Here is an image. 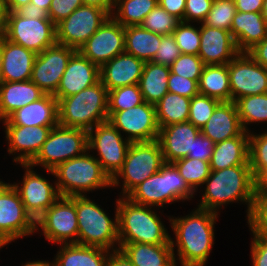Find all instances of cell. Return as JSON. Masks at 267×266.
<instances>
[{
    "label": "cell",
    "mask_w": 267,
    "mask_h": 266,
    "mask_svg": "<svg viewBox=\"0 0 267 266\" xmlns=\"http://www.w3.org/2000/svg\"><path fill=\"white\" fill-rule=\"evenodd\" d=\"M217 213L197 208L186 217L170 219L182 266H204L214 244Z\"/></svg>",
    "instance_id": "1"
},
{
    "label": "cell",
    "mask_w": 267,
    "mask_h": 266,
    "mask_svg": "<svg viewBox=\"0 0 267 266\" xmlns=\"http://www.w3.org/2000/svg\"><path fill=\"white\" fill-rule=\"evenodd\" d=\"M204 184L207 187L198 208L218 213L216 209L221 205L242 201L248 204V217L258 185L252 175L250 165L211 171Z\"/></svg>",
    "instance_id": "2"
},
{
    "label": "cell",
    "mask_w": 267,
    "mask_h": 266,
    "mask_svg": "<svg viewBox=\"0 0 267 266\" xmlns=\"http://www.w3.org/2000/svg\"><path fill=\"white\" fill-rule=\"evenodd\" d=\"M116 206L119 244H171L170 235L151 206L136 204L126 197L119 198Z\"/></svg>",
    "instance_id": "3"
},
{
    "label": "cell",
    "mask_w": 267,
    "mask_h": 266,
    "mask_svg": "<svg viewBox=\"0 0 267 266\" xmlns=\"http://www.w3.org/2000/svg\"><path fill=\"white\" fill-rule=\"evenodd\" d=\"M59 125L91 130L108 120V90L101 81L58 101Z\"/></svg>",
    "instance_id": "4"
},
{
    "label": "cell",
    "mask_w": 267,
    "mask_h": 266,
    "mask_svg": "<svg viewBox=\"0 0 267 266\" xmlns=\"http://www.w3.org/2000/svg\"><path fill=\"white\" fill-rule=\"evenodd\" d=\"M48 172L56 176L55 185L61 196H84L82 193L86 191L112 186V179L88 152L60 163Z\"/></svg>",
    "instance_id": "5"
},
{
    "label": "cell",
    "mask_w": 267,
    "mask_h": 266,
    "mask_svg": "<svg viewBox=\"0 0 267 266\" xmlns=\"http://www.w3.org/2000/svg\"><path fill=\"white\" fill-rule=\"evenodd\" d=\"M194 192L177 168L172 163H165L125 197L136 204L150 207L193 198Z\"/></svg>",
    "instance_id": "6"
},
{
    "label": "cell",
    "mask_w": 267,
    "mask_h": 266,
    "mask_svg": "<svg viewBox=\"0 0 267 266\" xmlns=\"http://www.w3.org/2000/svg\"><path fill=\"white\" fill-rule=\"evenodd\" d=\"M75 206L78 221L77 244L100 247L106 250L113 248L116 242L119 246L118 212L116 208L115 222L112 221L96 203L84 196H75Z\"/></svg>",
    "instance_id": "7"
},
{
    "label": "cell",
    "mask_w": 267,
    "mask_h": 266,
    "mask_svg": "<svg viewBox=\"0 0 267 266\" xmlns=\"http://www.w3.org/2000/svg\"><path fill=\"white\" fill-rule=\"evenodd\" d=\"M165 164L158 140L131 142L122 168L112 178V187L119 185V176L124 180L122 192L127 196L136 186L158 172Z\"/></svg>",
    "instance_id": "8"
},
{
    "label": "cell",
    "mask_w": 267,
    "mask_h": 266,
    "mask_svg": "<svg viewBox=\"0 0 267 266\" xmlns=\"http://www.w3.org/2000/svg\"><path fill=\"white\" fill-rule=\"evenodd\" d=\"M88 150V131L57 125L52 128L41 150L29 163L53 170L58 164L81 156Z\"/></svg>",
    "instance_id": "9"
},
{
    "label": "cell",
    "mask_w": 267,
    "mask_h": 266,
    "mask_svg": "<svg viewBox=\"0 0 267 266\" xmlns=\"http://www.w3.org/2000/svg\"><path fill=\"white\" fill-rule=\"evenodd\" d=\"M2 35L36 54L57 43L56 25L50 19H28L15 12H8Z\"/></svg>",
    "instance_id": "10"
},
{
    "label": "cell",
    "mask_w": 267,
    "mask_h": 266,
    "mask_svg": "<svg viewBox=\"0 0 267 266\" xmlns=\"http://www.w3.org/2000/svg\"><path fill=\"white\" fill-rule=\"evenodd\" d=\"M109 16L100 7L82 4L56 24L57 43L79 50Z\"/></svg>",
    "instance_id": "11"
},
{
    "label": "cell",
    "mask_w": 267,
    "mask_h": 266,
    "mask_svg": "<svg viewBox=\"0 0 267 266\" xmlns=\"http://www.w3.org/2000/svg\"><path fill=\"white\" fill-rule=\"evenodd\" d=\"M130 144L108 120L88 131V150L98 151L96 159L111 179L122 168Z\"/></svg>",
    "instance_id": "12"
},
{
    "label": "cell",
    "mask_w": 267,
    "mask_h": 266,
    "mask_svg": "<svg viewBox=\"0 0 267 266\" xmlns=\"http://www.w3.org/2000/svg\"><path fill=\"white\" fill-rule=\"evenodd\" d=\"M38 226L43 230L42 233H44L45 238L53 243L63 244L65 242V244H77L78 221L75 196H60L36 220V228Z\"/></svg>",
    "instance_id": "13"
},
{
    "label": "cell",
    "mask_w": 267,
    "mask_h": 266,
    "mask_svg": "<svg viewBox=\"0 0 267 266\" xmlns=\"http://www.w3.org/2000/svg\"><path fill=\"white\" fill-rule=\"evenodd\" d=\"M108 121L119 132L128 133L130 142L154 141L159 136L155 105L145 101L127 110L108 111Z\"/></svg>",
    "instance_id": "14"
},
{
    "label": "cell",
    "mask_w": 267,
    "mask_h": 266,
    "mask_svg": "<svg viewBox=\"0 0 267 266\" xmlns=\"http://www.w3.org/2000/svg\"><path fill=\"white\" fill-rule=\"evenodd\" d=\"M37 231L36 221L26 211L13 185L0 196V248L14 239Z\"/></svg>",
    "instance_id": "15"
},
{
    "label": "cell",
    "mask_w": 267,
    "mask_h": 266,
    "mask_svg": "<svg viewBox=\"0 0 267 266\" xmlns=\"http://www.w3.org/2000/svg\"><path fill=\"white\" fill-rule=\"evenodd\" d=\"M231 101L267 93V68L248 53H239L228 64Z\"/></svg>",
    "instance_id": "16"
},
{
    "label": "cell",
    "mask_w": 267,
    "mask_h": 266,
    "mask_svg": "<svg viewBox=\"0 0 267 266\" xmlns=\"http://www.w3.org/2000/svg\"><path fill=\"white\" fill-rule=\"evenodd\" d=\"M78 51L101 67L115 56L125 52V27L109 16Z\"/></svg>",
    "instance_id": "17"
},
{
    "label": "cell",
    "mask_w": 267,
    "mask_h": 266,
    "mask_svg": "<svg viewBox=\"0 0 267 266\" xmlns=\"http://www.w3.org/2000/svg\"><path fill=\"white\" fill-rule=\"evenodd\" d=\"M76 51L74 48L56 43L38 53L33 64L31 81L44 93L53 95L71 56Z\"/></svg>",
    "instance_id": "18"
},
{
    "label": "cell",
    "mask_w": 267,
    "mask_h": 266,
    "mask_svg": "<svg viewBox=\"0 0 267 266\" xmlns=\"http://www.w3.org/2000/svg\"><path fill=\"white\" fill-rule=\"evenodd\" d=\"M26 169L22 187L12 184L17 190L26 211L36 221L61 196L58 188L38 175L30 164H21Z\"/></svg>",
    "instance_id": "19"
},
{
    "label": "cell",
    "mask_w": 267,
    "mask_h": 266,
    "mask_svg": "<svg viewBox=\"0 0 267 266\" xmlns=\"http://www.w3.org/2000/svg\"><path fill=\"white\" fill-rule=\"evenodd\" d=\"M100 81V67L92 63L78 50L71 56L60 84L53 96L61 98L79 93Z\"/></svg>",
    "instance_id": "20"
},
{
    "label": "cell",
    "mask_w": 267,
    "mask_h": 266,
    "mask_svg": "<svg viewBox=\"0 0 267 266\" xmlns=\"http://www.w3.org/2000/svg\"><path fill=\"white\" fill-rule=\"evenodd\" d=\"M201 24L198 56L205 65L228 64L240 53L230 31Z\"/></svg>",
    "instance_id": "21"
},
{
    "label": "cell",
    "mask_w": 267,
    "mask_h": 266,
    "mask_svg": "<svg viewBox=\"0 0 267 266\" xmlns=\"http://www.w3.org/2000/svg\"><path fill=\"white\" fill-rule=\"evenodd\" d=\"M56 126L6 125L5 133L9 143V154L22 152L14 158L20 164H29L39 153L52 128Z\"/></svg>",
    "instance_id": "22"
},
{
    "label": "cell",
    "mask_w": 267,
    "mask_h": 266,
    "mask_svg": "<svg viewBox=\"0 0 267 266\" xmlns=\"http://www.w3.org/2000/svg\"><path fill=\"white\" fill-rule=\"evenodd\" d=\"M36 53L7 40L1 34V79L2 82L31 80Z\"/></svg>",
    "instance_id": "23"
},
{
    "label": "cell",
    "mask_w": 267,
    "mask_h": 266,
    "mask_svg": "<svg viewBox=\"0 0 267 266\" xmlns=\"http://www.w3.org/2000/svg\"><path fill=\"white\" fill-rule=\"evenodd\" d=\"M145 62L123 52L100 67V81L108 91L139 84Z\"/></svg>",
    "instance_id": "24"
},
{
    "label": "cell",
    "mask_w": 267,
    "mask_h": 266,
    "mask_svg": "<svg viewBox=\"0 0 267 266\" xmlns=\"http://www.w3.org/2000/svg\"><path fill=\"white\" fill-rule=\"evenodd\" d=\"M200 132L201 129L189 121L160 128L157 140L161 145L165 163L186 158Z\"/></svg>",
    "instance_id": "25"
},
{
    "label": "cell",
    "mask_w": 267,
    "mask_h": 266,
    "mask_svg": "<svg viewBox=\"0 0 267 266\" xmlns=\"http://www.w3.org/2000/svg\"><path fill=\"white\" fill-rule=\"evenodd\" d=\"M4 125L57 126L59 125L58 100L52 94H45L37 101L13 112Z\"/></svg>",
    "instance_id": "26"
},
{
    "label": "cell",
    "mask_w": 267,
    "mask_h": 266,
    "mask_svg": "<svg viewBox=\"0 0 267 266\" xmlns=\"http://www.w3.org/2000/svg\"><path fill=\"white\" fill-rule=\"evenodd\" d=\"M240 53H247L267 36L262 12L237 11L230 30Z\"/></svg>",
    "instance_id": "27"
},
{
    "label": "cell",
    "mask_w": 267,
    "mask_h": 266,
    "mask_svg": "<svg viewBox=\"0 0 267 266\" xmlns=\"http://www.w3.org/2000/svg\"><path fill=\"white\" fill-rule=\"evenodd\" d=\"M244 131L235 102H221L201 132L215 144L239 136Z\"/></svg>",
    "instance_id": "28"
},
{
    "label": "cell",
    "mask_w": 267,
    "mask_h": 266,
    "mask_svg": "<svg viewBox=\"0 0 267 266\" xmlns=\"http://www.w3.org/2000/svg\"><path fill=\"white\" fill-rule=\"evenodd\" d=\"M171 244L128 243L120 249L134 266H176L174 246Z\"/></svg>",
    "instance_id": "29"
},
{
    "label": "cell",
    "mask_w": 267,
    "mask_h": 266,
    "mask_svg": "<svg viewBox=\"0 0 267 266\" xmlns=\"http://www.w3.org/2000/svg\"><path fill=\"white\" fill-rule=\"evenodd\" d=\"M44 93L31 80L0 83V120H6L16 110L42 98Z\"/></svg>",
    "instance_id": "30"
},
{
    "label": "cell",
    "mask_w": 267,
    "mask_h": 266,
    "mask_svg": "<svg viewBox=\"0 0 267 266\" xmlns=\"http://www.w3.org/2000/svg\"><path fill=\"white\" fill-rule=\"evenodd\" d=\"M249 132L216 143L209 162L211 171L249 164Z\"/></svg>",
    "instance_id": "31"
},
{
    "label": "cell",
    "mask_w": 267,
    "mask_h": 266,
    "mask_svg": "<svg viewBox=\"0 0 267 266\" xmlns=\"http://www.w3.org/2000/svg\"><path fill=\"white\" fill-rule=\"evenodd\" d=\"M110 251L76 243H64L55 258V266H107Z\"/></svg>",
    "instance_id": "32"
},
{
    "label": "cell",
    "mask_w": 267,
    "mask_h": 266,
    "mask_svg": "<svg viewBox=\"0 0 267 266\" xmlns=\"http://www.w3.org/2000/svg\"><path fill=\"white\" fill-rule=\"evenodd\" d=\"M170 72L168 66L145 62L138 84L145 102L155 105L168 92Z\"/></svg>",
    "instance_id": "33"
},
{
    "label": "cell",
    "mask_w": 267,
    "mask_h": 266,
    "mask_svg": "<svg viewBox=\"0 0 267 266\" xmlns=\"http://www.w3.org/2000/svg\"><path fill=\"white\" fill-rule=\"evenodd\" d=\"M161 43V35L141 25L125 27V52L144 62H151Z\"/></svg>",
    "instance_id": "34"
},
{
    "label": "cell",
    "mask_w": 267,
    "mask_h": 266,
    "mask_svg": "<svg viewBox=\"0 0 267 266\" xmlns=\"http://www.w3.org/2000/svg\"><path fill=\"white\" fill-rule=\"evenodd\" d=\"M199 94L215 98L221 102H231L228 66L205 65L198 82Z\"/></svg>",
    "instance_id": "35"
},
{
    "label": "cell",
    "mask_w": 267,
    "mask_h": 266,
    "mask_svg": "<svg viewBox=\"0 0 267 266\" xmlns=\"http://www.w3.org/2000/svg\"><path fill=\"white\" fill-rule=\"evenodd\" d=\"M191 98L167 92L155 104L156 118L159 128L187 122Z\"/></svg>",
    "instance_id": "36"
},
{
    "label": "cell",
    "mask_w": 267,
    "mask_h": 266,
    "mask_svg": "<svg viewBox=\"0 0 267 266\" xmlns=\"http://www.w3.org/2000/svg\"><path fill=\"white\" fill-rule=\"evenodd\" d=\"M157 5L158 0H115L117 11L111 16L123 27L137 26Z\"/></svg>",
    "instance_id": "37"
},
{
    "label": "cell",
    "mask_w": 267,
    "mask_h": 266,
    "mask_svg": "<svg viewBox=\"0 0 267 266\" xmlns=\"http://www.w3.org/2000/svg\"><path fill=\"white\" fill-rule=\"evenodd\" d=\"M237 112L244 131L252 122L267 121V93L241 97L235 101Z\"/></svg>",
    "instance_id": "38"
},
{
    "label": "cell",
    "mask_w": 267,
    "mask_h": 266,
    "mask_svg": "<svg viewBox=\"0 0 267 266\" xmlns=\"http://www.w3.org/2000/svg\"><path fill=\"white\" fill-rule=\"evenodd\" d=\"M188 185L196 191L198 185H203L210 176L211 168L208 161L193 158H182L172 163Z\"/></svg>",
    "instance_id": "39"
},
{
    "label": "cell",
    "mask_w": 267,
    "mask_h": 266,
    "mask_svg": "<svg viewBox=\"0 0 267 266\" xmlns=\"http://www.w3.org/2000/svg\"><path fill=\"white\" fill-rule=\"evenodd\" d=\"M249 164L254 179L259 182L267 174V132L249 133Z\"/></svg>",
    "instance_id": "40"
},
{
    "label": "cell",
    "mask_w": 267,
    "mask_h": 266,
    "mask_svg": "<svg viewBox=\"0 0 267 266\" xmlns=\"http://www.w3.org/2000/svg\"><path fill=\"white\" fill-rule=\"evenodd\" d=\"M248 224L253 237L267 239V192L259 185L255 190L252 208L248 215Z\"/></svg>",
    "instance_id": "41"
},
{
    "label": "cell",
    "mask_w": 267,
    "mask_h": 266,
    "mask_svg": "<svg viewBox=\"0 0 267 266\" xmlns=\"http://www.w3.org/2000/svg\"><path fill=\"white\" fill-rule=\"evenodd\" d=\"M143 102V96L138 84L108 91V111L127 110Z\"/></svg>",
    "instance_id": "42"
},
{
    "label": "cell",
    "mask_w": 267,
    "mask_h": 266,
    "mask_svg": "<svg viewBox=\"0 0 267 266\" xmlns=\"http://www.w3.org/2000/svg\"><path fill=\"white\" fill-rule=\"evenodd\" d=\"M236 12L237 10L233 0H214L203 24L230 31Z\"/></svg>",
    "instance_id": "43"
},
{
    "label": "cell",
    "mask_w": 267,
    "mask_h": 266,
    "mask_svg": "<svg viewBox=\"0 0 267 266\" xmlns=\"http://www.w3.org/2000/svg\"><path fill=\"white\" fill-rule=\"evenodd\" d=\"M179 22L180 20L178 18L169 14L165 9L157 5L144 18L141 26L148 31H152L160 35H171Z\"/></svg>",
    "instance_id": "44"
},
{
    "label": "cell",
    "mask_w": 267,
    "mask_h": 266,
    "mask_svg": "<svg viewBox=\"0 0 267 266\" xmlns=\"http://www.w3.org/2000/svg\"><path fill=\"white\" fill-rule=\"evenodd\" d=\"M220 103L221 101L203 94L195 95L190 101L188 121L201 129Z\"/></svg>",
    "instance_id": "45"
},
{
    "label": "cell",
    "mask_w": 267,
    "mask_h": 266,
    "mask_svg": "<svg viewBox=\"0 0 267 266\" xmlns=\"http://www.w3.org/2000/svg\"><path fill=\"white\" fill-rule=\"evenodd\" d=\"M189 22L180 21L173 31L176 44L182 54L198 55L200 50V28H194Z\"/></svg>",
    "instance_id": "46"
},
{
    "label": "cell",
    "mask_w": 267,
    "mask_h": 266,
    "mask_svg": "<svg viewBox=\"0 0 267 266\" xmlns=\"http://www.w3.org/2000/svg\"><path fill=\"white\" fill-rule=\"evenodd\" d=\"M205 64L198 55L180 54L170 66V71L179 76L199 82Z\"/></svg>",
    "instance_id": "47"
},
{
    "label": "cell",
    "mask_w": 267,
    "mask_h": 266,
    "mask_svg": "<svg viewBox=\"0 0 267 266\" xmlns=\"http://www.w3.org/2000/svg\"><path fill=\"white\" fill-rule=\"evenodd\" d=\"M180 54L181 51L174 36L172 34L161 35V43L151 62L170 67Z\"/></svg>",
    "instance_id": "48"
},
{
    "label": "cell",
    "mask_w": 267,
    "mask_h": 266,
    "mask_svg": "<svg viewBox=\"0 0 267 266\" xmlns=\"http://www.w3.org/2000/svg\"><path fill=\"white\" fill-rule=\"evenodd\" d=\"M168 92L192 98L199 94L198 81L190 80L170 72L168 78Z\"/></svg>",
    "instance_id": "49"
},
{
    "label": "cell",
    "mask_w": 267,
    "mask_h": 266,
    "mask_svg": "<svg viewBox=\"0 0 267 266\" xmlns=\"http://www.w3.org/2000/svg\"><path fill=\"white\" fill-rule=\"evenodd\" d=\"M82 4V0H52L48 11V18L56 25Z\"/></svg>",
    "instance_id": "50"
},
{
    "label": "cell",
    "mask_w": 267,
    "mask_h": 266,
    "mask_svg": "<svg viewBox=\"0 0 267 266\" xmlns=\"http://www.w3.org/2000/svg\"><path fill=\"white\" fill-rule=\"evenodd\" d=\"M214 0H186L184 22L195 20L202 22L206 19Z\"/></svg>",
    "instance_id": "51"
},
{
    "label": "cell",
    "mask_w": 267,
    "mask_h": 266,
    "mask_svg": "<svg viewBox=\"0 0 267 266\" xmlns=\"http://www.w3.org/2000/svg\"><path fill=\"white\" fill-rule=\"evenodd\" d=\"M214 146L215 143L202 132H200L196 139H194L192 151L187 157L210 162Z\"/></svg>",
    "instance_id": "52"
},
{
    "label": "cell",
    "mask_w": 267,
    "mask_h": 266,
    "mask_svg": "<svg viewBox=\"0 0 267 266\" xmlns=\"http://www.w3.org/2000/svg\"><path fill=\"white\" fill-rule=\"evenodd\" d=\"M251 254L253 266H267V239L254 237Z\"/></svg>",
    "instance_id": "53"
},
{
    "label": "cell",
    "mask_w": 267,
    "mask_h": 266,
    "mask_svg": "<svg viewBox=\"0 0 267 266\" xmlns=\"http://www.w3.org/2000/svg\"><path fill=\"white\" fill-rule=\"evenodd\" d=\"M158 5L180 21H184L186 0H158Z\"/></svg>",
    "instance_id": "54"
},
{
    "label": "cell",
    "mask_w": 267,
    "mask_h": 266,
    "mask_svg": "<svg viewBox=\"0 0 267 266\" xmlns=\"http://www.w3.org/2000/svg\"><path fill=\"white\" fill-rule=\"evenodd\" d=\"M17 15L23 16L25 18H34V19H49L48 13L33 3L21 6L14 11Z\"/></svg>",
    "instance_id": "55"
},
{
    "label": "cell",
    "mask_w": 267,
    "mask_h": 266,
    "mask_svg": "<svg viewBox=\"0 0 267 266\" xmlns=\"http://www.w3.org/2000/svg\"><path fill=\"white\" fill-rule=\"evenodd\" d=\"M257 63L267 68V36L247 52Z\"/></svg>",
    "instance_id": "56"
},
{
    "label": "cell",
    "mask_w": 267,
    "mask_h": 266,
    "mask_svg": "<svg viewBox=\"0 0 267 266\" xmlns=\"http://www.w3.org/2000/svg\"><path fill=\"white\" fill-rule=\"evenodd\" d=\"M237 11L262 12L264 0H233Z\"/></svg>",
    "instance_id": "57"
},
{
    "label": "cell",
    "mask_w": 267,
    "mask_h": 266,
    "mask_svg": "<svg viewBox=\"0 0 267 266\" xmlns=\"http://www.w3.org/2000/svg\"><path fill=\"white\" fill-rule=\"evenodd\" d=\"M109 254L107 266H134L126 255L120 250H113Z\"/></svg>",
    "instance_id": "58"
},
{
    "label": "cell",
    "mask_w": 267,
    "mask_h": 266,
    "mask_svg": "<svg viewBox=\"0 0 267 266\" xmlns=\"http://www.w3.org/2000/svg\"><path fill=\"white\" fill-rule=\"evenodd\" d=\"M83 4L97 6L104 9L110 16L114 10L115 0H82Z\"/></svg>",
    "instance_id": "59"
},
{
    "label": "cell",
    "mask_w": 267,
    "mask_h": 266,
    "mask_svg": "<svg viewBox=\"0 0 267 266\" xmlns=\"http://www.w3.org/2000/svg\"><path fill=\"white\" fill-rule=\"evenodd\" d=\"M7 16H8V9L6 6V0H0V34H2L6 26Z\"/></svg>",
    "instance_id": "60"
},
{
    "label": "cell",
    "mask_w": 267,
    "mask_h": 266,
    "mask_svg": "<svg viewBox=\"0 0 267 266\" xmlns=\"http://www.w3.org/2000/svg\"><path fill=\"white\" fill-rule=\"evenodd\" d=\"M31 0H6L8 12H14L17 8L27 5Z\"/></svg>",
    "instance_id": "61"
},
{
    "label": "cell",
    "mask_w": 267,
    "mask_h": 266,
    "mask_svg": "<svg viewBox=\"0 0 267 266\" xmlns=\"http://www.w3.org/2000/svg\"><path fill=\"white\" fill-rule=\"evenodd\" d=\"M51 1L52 0H31L30 3L38 6V8L44 9L48 13Z\"/></svg>",
    "instance_id": "62"
},
{
    "label": "cell",
    "mask_w": 267,
    "mask_h": 266,
    "mask_svg": "<svg viewBox=\"0 0 267 266\" xmlns=\"http://www.w3.org/2000/svg\"><path fill=\"white\" fill-rule=\"evenodd\" d=\"M23 266H55V263H49L46 261H32V262H28Z\"/></svg>",
    "instance_id": "63"
},
{
    "label": "cell",
    "mask_w": 267,
    "mask_h": 266,
    "mask_svg": "<svg viewBox=\"0 0 267 266\" xmlns=\"http://www.w3.org/2000/svg\"><path fill=\"white\" fill-rule=\"evenodd\" d=\"M258 185L267 192V174L258 182Z\"/></svg>",
    "instance_id": "64"
},
{
    "label": "cell",
    "mask_w": 267,
    "mask_h": 266,
    "mask_svg": "<svg viewBox=\"0 0 267 266\" xmlns=\"http://www.w3.org/2000/svg\"><path fill=\"white\" fill-rule=\"evenodd\" d=\"M12 184L4 183L0 181V196L11 186Z\"/></svg>",
    "instance_id": "65"
},
{
    "label": "cell",
    "mask_w": 267,
    "mask_h": 266,
    "mask_svg": "<svg viewBox=\"0 0 267 266\" xmlns=\"http://www.w3.org/2000/svg\"><path fill=\"white\" fill-rule=\"evenodd\" d=\"M262 15L267 23V0H264L263 2V9H262Z\"/></svg>",
    "instance_id": "66"
},
{
    "label": "cell",
    "mask_w": 267,
    "mask_h": 266,
    "mask_svg": "<svg viewBox=\"0 0 267 266\" xmlns=\"http://www.w3.org/2000/svg\"><path fill=\"white\" fill-rule=\"evenodd\" d=\"M2 82L1 79V34H0V83Z\"/></svg>",
    "instance_id": "67"
}]
</instances>
